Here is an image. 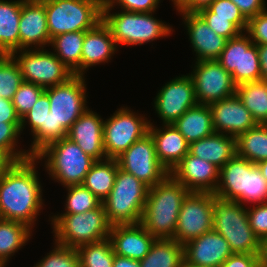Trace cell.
Returning a JSON list of instances; mask_svg holds the SVG:
<instances>
[{
	"instance_id": "obj_1",
	"label": "cell",
	"mask_w": 267,
	"mask_h": 267,
	"mask_svg": "<svg viewBox=\"0 0 267 267\" xmlns=\"http://www.w3.org/2000/svg\"><path fill=\"white\" fill-rule=\"evenodd\" d=\"M37 159L14 162L0 178V219L30 227L43 207L42 186L36 171Z\"/></svg>"
},
{
	"instance_id": "obj_2",
	"label": "cell",
	"mask_w": 267,
	"mask_h": 267,
	"mask_svg": "<svg viewBox=\"0 0 267 267\" xmlns=\"http://www.w3.org/2000/svg\"><path fill=\"white\" fill-rule=\"evenodd\" d=\"M189 191L170 174L149 187L140 224L156 239H173L182 203Z\"/></svg>"
},
{
	"instance_id": "obj_3",
	"label": "cell",
	"mask_w": 267,
	"mask_h": 267,
	"mask_svg": "<svg viewBox=\"0 0 267 267\" xmlns=\"http://www.w3.org/2000/svg\"><path fill=\"white\" fill-rule=\"evenodd\" d=\"M112 7L104 0L102 21L108 26L118 47L120 45H142L164 38L172 28L152 16V12H131L121 10L111 14ZM164 36V37H163Z\"/></svg>"
},
{
	"instance_id": "obj_4",
	"label": "cell",
	"mask_w": 267,
	"mask_h": 267,
	"mask_svg": "<svg viewBox=\"0 0 267 267\" xmlns=\"http://www.w3.org/2000/svg\"><path fill=\"white\" fill-rule=\"evenodd\" d=\"M51 218L55 243L75 249L84 244L96 243L109 238L112 227L102 204L85 213H61Z\"/></svg>"
},
{
	"instance_id": "obj_5",
	"label": "cell",
	"mask_w": 267,
	"mask_h": 267,
	"mask_svg": "<svg viewBox=\"0 0 267 267\" xmlns=\"http://www.w3.org/2000/svg\"><path fill=\"white\" fill-rule=\"evenodd\" d=\"M213 229L229 243L233 253L258 254L260 239L249 225L247 208L212 193Z\"/></svg>"
},
{
	"instance_id": "obj_6",
	"label": "cell",
	"mask_w": 267,
	"mask_h": 267,
	"mask_svg": "<svg viewBox=\"0 0 267 267\" xmlns=\"http://www.w3.org/2000/svg\"><path fill=\"white\" fill-rule=\"evenodd\" d=\"M34 157L41 161L46 159L45 170L52 180L64 187L83 184L87 173L96 162L68 137L48 144Z\"/></svg>"
},
{
	"instance_id": "obj_7",
	"label": "cell",
	"mask_w": 267,
	"mask_h": 267,
	"mask_svg": "<svg viewBox=\"0 0 267 267\" xmlns=\"http://www.w3.org/2000/svg\"><path fill=\"white\" fill-rule=\"evenodd\" d=\"M148 192L149 186L118 168L114 186L102 202L110 224L113 226L140 223Z\"/></svg>"
},
{
	"instance_id": "obj_8",
	"label": "cell",
	"mask_w": 267,
	"mask_h": 267,
	"mask_svg": "<svg viewBox=\"0 0 267 267\" xmlns=\"http://www.w3.org/2000/svg\"><path fill=\"white\" fill-rule=\"evenodd\" d=\"M104 0H47L45 11L50 39L75 31H88L102 20Z\"/></svg>"
},
{
	"instance_id": "obj_9",
	"label": "cell",
	"mask_w": 267,
	"mask_h": 267,
	"mask_svg": "<svg viewBox=\"0 0 267 267\" xmlns=\"http://www.w3.org/2000/svg\"><path fill=\"white\" fill-rule=\"evenodd\" d=\"M84 77L74 75L63 84L45 88L55 119V141L67 137L72 124L88 109Z\"/></svg>"
},
{
	"instance_id": "obj_10",
	"label": "cell",
	"mask_w": 267,
	"mask_h": 267,
	"mask_svg": "<svg viewBox=\"0 0 267 267\" xmlns=\"http://www.w3.org/2000/svg\"><path fill=\"white\" fill-rule=\"evenodd\" d=\"M10 55L17 62L23 80L43 88L63 84L74 76L54 52L44 48L20 49Z\"/></svg>"
},
{
	"instance_id": "obj_11",
	"label": "cell",
	"mask_w": 267,
	"mask_h": 267,
	"mask_svg": "<svg viewBox=\"0 0 267 267\" xmlns=\"http://www.w3.org/2000/svg\"><path fill=\"white\" fill-rule=\"evenodd\" d=\"M122 107L104 121L103 145L106 158L116 159L133 143L148 134L150 121ZM145 117V118H144Z\"/></svg>"
},
{
	"instance_id": "obj_12",
	"label": "cell",
	"mask_w": 267,
	"mask_h": 267,
	"mask_svg": "<svg viewBox=\"0 0 267 267\" xmlns=\"http://www.w3.org/2000/svg\"><path fill=\"white\" fill-rule=\"evenodd\" d=\"M217 61L228 71L236 86L261 80V66L257 45L248 35L228 39Z\"/></svg>"
},
{
	"instance_id": "obj_13",
	"label": "cell",
	"mask_w": 267,
	"mask_h": 267,
	"mask_svg": "<svg viewBox=\"0 0 267 267\" xmlns=\"http://www.w3.org/2000/svg\"><path fill=\"white\" fill-rule=\"evenodd\" d=\"M119 168L147 186L162 182L170 173L157 159L154 141L148 133L116 158Z\"/></svg>"
},
{
	"instance_id": "obj_14",
	"label": "cell",
	"mask_w": 267,
	"mask_h": 267,
	"mask_svg": "<svg viewBox=\"0 0 267 267\" xmlns=\"http://www.w3.org/2000/svg\"><path fill=\"white\" fill-rule=\"evenodd\" d=\"M212 229V193L189 192L180 208L173 239L184 245Z\"/></svg>"
},
{
	"instance_id": "obj_15",
	"label": "cell",
	"mask_w": 267,
	"mask_h": 267,
	"mask_svg": "<svg viewBox=\"0 0 267 267\" xmlns=\"http://www.w3.org/2000/svg\"><path fill=\"white\" fill-rule=\"evenodd\" d=\"M189 73L198 104L210 105L236 94L231 74L217 60L196 61Z\"/></svg>"
},
{
	"instance_id": "obj_16",
	"label": "cell",
	"mask_w": 267,
	"mask_h": 267,
	"mask_svg": "<svg viewBox=\"0 0 267 267\" xmlns=\"http://www.w3.org/2000/svg\"><path fill=\"white\" fill-rule=\"evenodd\" d=\"M197 104L190 75L175 77L157 93L154 107L163 124H173L189 108Z\"/></svg>"
},
{
	"instance_id": "obj_17",
	"label": "cell",
	"mask_w": 267,
	"mask_h": 267,
	"mask_svg": "<svg viewBox=\"0 0 267 267\" xmlns=\"http://www.w3.org/2000/svg\"><path fill=\"white\" fill-rule=\"evenodd\" d=\"M220 169L188 153L170 172L189 192L215 193Z\"/></svg>"
},
{
	"instance_id": "obj_18",
	"label": "cell",
	"mask_w": 267,
	"mask_h": 267,
	"mask_svg": "<svg viewBox=\"0 0 267 267\" xmlns=\"http://www.w3.org/2000/svg\"><path fill=\"white\" fill-rule=\"evenodd\" d=\"M215 132L237 138L257 125L249 110L235 94L209 105Z\"/></svg>"
},
{
	"instance_id": "obj_19",
	"label": "cell",
	"mask_w": 267,
	"mask_h": 267,
	"mask_svg": "<svg viewBox=\"0 0 267 267\" xmlns=\"http://www.w3.org/2000/svg\"><path fill=\"white\" fill-rule=\"evenodd\" d=\"M184 246V262L190 265L221 267L233 254L226 239L214 229Z\"/></svg>"
},
{
	"instance_id": "obj_20",
	"label": "cell",
	"mask_w": 267,
	"mask_h": 267,
	"mask_svg": "<svg viewBox=\"0 0 267 267\" xmlns=\"http://www.w3.org/2000/svg\"><path fill=\"white\" fill-rule=\"evenodd\" d=\"M180 14L184 19L191 47L196 53V60H217L227 39L217 35L196 11H183Z\"/></svg>"
},
{
	"instance_id": "obj_21",
	"label": "cell",
	"mask_w": 267,
	"mask_h": 267,
	"mask_svg": "<svg viewBox=\"0 0 267 267\" xmlns=\"http://www.w3.org/2000/svg\"><path fill=\"white\" fill-rule=\"evenodd\" d=\"M20 49L50 46L44 2L21 0L19 21ZM34 45V46H33Z\"/></svg>"
},
{
	"instance_id": "obj_22",
	"label": "cell",
	"mask_w": 267,
	"mask_h": 267,
	"mask_svg": "<svg viewBox=\"0 0 267 267\" xmlns=\"http://www.w3.org/2000/svg\"><path fill=\"white\" fill-rule=\"evenodd\" d=\"M103 125L104 120L96 112L87 109L72 124L67 137L96 161L105 160Z\"/></svg>"
},
{
	"instance_id": "obj_23",
	"label": "cell",
	"mask_w": 267,
	"mask_h": 267,
	"mask_svg": "<svg viewBox=\"0 0 267 267\" xmlns=\"http://www.w3.org/2000/svg\"><path fill=\"white\" fill-rule=\"evenodd\" d=\"M109 239L115 255L136 260L143 259L156 240L140 223L113 225Z\"/></svg>"
},
{
	"instance_id": "obj_24",
	"label": "cell",
	"mask_w": 267,
	"mask_h": 267,
	"mask_svg": "<svg viewBox=\"0 0 267 267\" xmlns=\"http://www.w3.org/2000/svg\"><path fill=\"white\" fill-rule=\"evenodd\" d=\"M148 133L154 141L157 159L170 173L189 153V143L172 124L158 128L150 123Z\"/></svg>"
},
{
	"instance_id": "obj_25",
	"label": "cell",
	"mask_w": 267,
	"mask_h": 267,
	"mask_svg": "<svg viewBox=\"0 0 267 267\" xmlns=\"http://www.w3.org/2000/svg\"><path fill=\"white\" fill-rule=\"evenodd\" d=\"M117 48L110 29L102 20L86 31L82 46L81 76L91 66L108 63Z\"/></svg>"
},
{
	"instance_id": "obj_26",
	"label": "cell",
	"mask_w": 267,
	"mask_h": 267,
	"mask_svg": "<svg viewBox=\"0 0 267 267\" xmlns=\"http://www.w3.org/2000/svg\"><path fill=\"white\" fill-rule=\"evenodd\" d=\"M247 173L249 161L236 154L220 168L219 182L214 195L245 205Z\"/></svg>"
},
{
	"instance_id": "obj_27",
	"label": "cell",
	"mask_w": 267,
	"mask_h": 267,
	"mask_svg": "<svg viewBox=\"0 0 267 267\" xmlns=\"http://www.w3.org/2000/svg\"><path fill=\"white\" fill-rule=\"evenodd\" d=\"M189 153L220 169L237 154L236 138L214 132L206 138L190 143Z\"/></svg>"
},
{
	"instance_id": "obj_28",
	"label": "cell",
	"mask_w": 267,
	"mask_h": 267,
	"mask_svg": "<svg viewBox=\"0 0 267 267\" xmlns=\"http://www.w3.org/2000/svg\"><path fill=\"white\" fill-rule=\"evenodd\" d=\"M190 144L214 133L209 105L196 104L172 124Z\"/></svg>"
},
{
	"instance_id": "obj_29",
	"label": "cell",
	"mask_w": 267,
	"mask_h": 267,
	"mask_svg": "<svg viewBox=\"0 0 267 267\" xmlns=\"http://www.w3.org/2000/svg\"><path fill=\"white\" fill-rule=\"evenodd\" d=\"M21 0H0V54L20 50Z\"/></svg>"
},
{
	"instance_id": "obj_30",
	"label": "cell",
	"mask_w": 267,
	"mask_h": 267,
	"mask_svg": "<svg viewBox=\"0 0 267 267\" xmlns=\"http://www.w3.org/2000/svg\"><path fill=\"white\" fill-rule=\"evenodd\" d=\"M85 32L63 33L53 37L50 42L55 50L54 54L74 75L81 76V57Z\"/></svg>"
},
{
	"instance_id": "obj_31",
	"label": "cell",
	"mask_w": 267,
	"mask_h": 267,
	"mask_svg": "<svg viewBox=\"0 0 267 267\" xmlns=\"http://www.w3.org/2000/svg\"><path fill=\"white\" fill-rule=\"evenodd\" d=\"M118 168L116 159L96 161L87 173L83 185L103 202L114 186Z\"/></svg>"
},
{
	"instance_id": "obj_32",
	"label": "cell",
	"mask_w": 267,
	"mask_h": 267,
	"mask_svg": "<svg viewBox=\"0 0 267 267\" xmlns=\"http://www.w3.org/2000/svg\"><path fill=\"white\" fill-rule=\"evenodd\" d=\"M184 246L174 239H156L140 267H182Z\"/></svg>"
},
{
	"instance_id": "obj_33",
	"label": "cell",
	"mask_w": 267,
	"mask_h": 267,
	"mask_svg": "<svg viewBox=\"0 0 267 267\" xmlns=\"http://www.w3.org/2000/svg\"><path fill=\"white\" fill-rule=\"evenodd\" d=\"M49 112L50 101L44 91L32 108L21 118V133L28 122L33 134V141L28 150L31 156H35L45 147V118Z\"/></svg>"
},
{
	"instance_id": "obj_34",
	"label": "cell",
	"mask_w": 267,
	"mask_h": 267,
	"mask_svg": "<svg viewBox=\"0 0 267 267\" xmlns=\"http://www.w3.org/2000/svg\"><path fill=\"white\" fill-rule=\"evenodd\" d=\"M32 229L27 225L10 220L0 219V265L7 262L30 239Z\"/></svg>"
},
{
	"instance_id": "obj_35",
	"label": "cell",
	"mask_w": 267,
	"mask_h": 267,
	"mask_svg": "<svg viewBox=\"0 0 267 267\" xmlns=\"http://www.w3.org/2000/svg\"><path fill=\"white\" fill-rule=\"evenodd\" d=\"M239 157L257 164L267 160V124H257L236 138Z\"/></svg>"
},
{
	"instance_id": "obj_36",
	"label": "cell",
	"mask_w": 267,
	"mask_h": 267,
	"mask_svg": "<svg viewBox=\"0 0 267 267\" xmlns=\"http://www.w3.org/2000/svg\"><path fill=\"white\" fill-rule=\"evenodd\" d=\"M236 95L257 124H267V87L263 80L236 86Z\"/></svg>"
},
{
	"instance_id": "obj_37",
	"label": "cell",
	"mask_w": 267,
	"mask_h": 267,
	"mask_svg": "<svg viewBox=\"0 0 267 267\" xmlns=\"http://www.w3.org/2000/svg\"><path fill=\"white\" fill-rule=\"evenodd\" d=\"M80 267H113L114 250L109 238L76 248Z\"/></svg>"
},
{
	"instance_id": "obj_38",
	"label": "cell",
	"mask_w": 267,
	"mask_h": 267,
	"mask_svg": "<svg viewBox=\"0 0 267 267\" xmlns=\"http://www.w3.org/2000/svg\"><path fill=\"white\" fill-rule=\"evenodd\" d=\"M24 82L15 59L8 54L0 55V98L11 100Z\"/></svg>"
},
{
	"instance_id": "obj_39",
	"label": "cell",
	"mask_w": 267,
	"mask_h": 267,
	"mask_svg": "<svg viewBox=\"0 0 267 267\" xmlns=\"http://www.w3.org/2000/svg\"><path fill=\"white\" fill-rule=\"evenodd\" d=\"M67 188L65 212L63 214L85 213L98 208L102 202L83 184L69 185Z\"/></svg>"
},
{
	"instance_id": "obj_40",
	"label": "cell",
	"mask_w": 267,
	"mask_h": 267,
	"mask_svg": "<svg viewBox=\"0 0 267 267\" xmlns=\"http://www.w3.org/2000/svg\"><path fill=\"white\" fill-rule=\"evenodd\" d=\"M21 123H0V151L5 153L13 162H19L31 158L28 150H17L18 136Z\"/></svg>"
},
{
	"instance_id": "obj_41",
	"label": "cell",
	"mask_w": 267,
	"mask_h": 267,
	"mask_svg": "<svg viewBox=\"0 0 267 267\" xmlns=\"http://www.w3.org/2000/svg\"><path fill=\"white\" fill-rule=\"evenodd\" d=\"M54 249L33 267H80L75 248L55 243Z\"/></svg>"
},
{
	"instance_id": "obj_42",
	"label": "cell",
	"mask_w": 267,
	"mask_h": 267,
	"mask_svg": "<svg viewBox=\"0 0 267 267\" xmlns=\"http://www.w3.org/2000/svg\"><path fill=\"white\" fill-rule=\"evenodd\" d=\"M45 88L34 83L23 82L14 94L12 103L16 114L21 119L37 102Z\"/></svg>"
},
{
	"instance_id": "obj_43",
	"label": "cell",
	"mask_w": 267,
	"mask_h": 267,
	"mask_svg": "<svg viewBox=\"0 0 267 267\" xmlns=\"http://www.w3.org/2000/svg\"><path fill=\"white\" fill-rule=\"evenodd\" d=\"M246 202L254 204L267 202V181L261 175L258 166L250 161L246 182Z\"/></svg>"
},
{
	"instance_id": "obj_44",
	"label": "cell",
	"mask_w": 267,
	"mask_h": 267,
	"mask_svg": "<svg viewBox=\"0 0 267 267\" xmlns=\"http://www.w3.org/2000/svg\"><path fill=\"white\" fill-rule=\"evenodd\" d=\"M214 17L232 18V23L243 33L246 32L248 19L231 0H210L205 5Z\"/></svg>"
},
{
	"instance_id": "obj_45",
	"label": "cell",
	"mask_w": 267,
	"mask_h": 267,
	"mask_svg": "<svg viewBox=\"0 0 267 267\" xmlns=\"http://www.w3.org/2000/svg\"><path fill=\"white\" fill-rule=\"evenodd\" d=\"M213 29L217 35L224 38L232 39L238 37L242 32L232 23V18L214 17V13L211 12L205 5L195 10Z\"/></svg>"
},
{
	"instance_id": "obj_46",
	"label": "cell",
	"mask_w": 267,
	"mask_h": 267,
	"mask_svg": "<svg viewBox=\"0 0 267 267\" xmlns=\"http://www.w3.org/2000/svg\"><path fill=\"white\" fill-rule=\"evenodd\" d=\"M247 215L253 233L260 240L267 238V202L247 208Z\"/></svg>"
},
{
	"instance_id": "obj_47",
	"label": "cell",
	"mask_w": 267,
	"mask_h": 267,
	"mask_svg": "<svg viewBox=\"0 0 267 267\" xmlns=\"http://www.w3.org/2000/svg\"><path fill=\"white\" fill-rule=\"evenodd\" d=\"M246 34L256 45L267 44V10L248 19Z\"/></svg>"
},
{
	"instance_id": "obj_48",
	"label": "cell",
	"mask_w": 267,
	"mask_h": 267,
	"mask_svg": "<svg viewBox=\"0 0 267 267\" xmlns=\"http://www.w3.org/2000/svg\"><path fill=\"white\" fill-rule=\"evenodd\" d=\"M113 9L120 6L121 10L131 12H152L158 8L160 0H105Z\"/></svg>"
},
{
	"instance_id": "obj_49",
	"label": "cell",
	"mask_w": 267,
	"mask_h": 267,
	"mask_svg": "<svg viewBox=\"0 0 267 267\" xmlns=\"http://www.w3.org/2000/svg\"><path fill=\"white\" fill-rule=\"evenodd\" d=\"M247 18L256 16L266 11L265 0H231Z\"/></svg>"
},
{
	"instance_id": "obj_50",
	"label": "cell",
	"mask_w": 267,
	"mask_h": 267,
	"mask_svg": "<svg viewBox=\"0 0 267 267\" xmlns=\"http://www.w3.org/2000/svg\"><path fill=\"white\" fill-rule=\"evenodd\" d=\"M221 267H259L258 254L233 253Z\"/></svg>"
},
{
	"instance_id": "obj_51",
	"label": "cell",
	"mask_w": 267,
	"mask_h": 267,
	"mask_svg": "<svg viewBox=\"0 0 267 267\" xmlns=\"http://www.w3.org/2000/svg\"><path fill=\"white\" fill-rule=\"evenodd\" d=\"M21 123L11 100L0 98V123Z\"/></svg>"
},
{
	"instance_id": "obj_52",
	"label": "cell",
	"mask_w": 267,
	"mask_h": 267,
	"mask_svg": "<svg viewBox=\"0 0 267 267\" xmlns=\"http://www.w3.org/2000/svg\"><path fill=\"white\" fill-rule=\"evenodd\" d=\"M177 11H195L197 8L206 5L210 0H171Z\"/></svg>"
},
{
	"instance_id": "obj_53",
	"label": "cell",
	"mask_w": 267,
	"mask_h": 267,
	"mask_svg": "<svg viewBox=\"0 0 267 267\" xmlns=\"http://www.w3.org/2000/svg\"><path fill=\"white\" fill-rule=\"evenodd\" d=\"M55 141V119L51 112L45 118V146Z\"/></svg>"
},
{
	"instance_id": "obj_54",
	"label": "cell",
	"mask_w": 267,
	"mask_h": 267,
	"mask_svg": "<svg viewBox=\"0 0 267 267\" xmlns=\"http://www.w3.org/2000/svg\"><path fill=\"white\" fill-rule=\"evenodd\" d=\"M259 61L261 66V80L267 78V44L257 45Z\"/></svg>"
},
{
	"instance_id": "obj_55",
	"label": "cell",
	"mask_w": 267,
	"mask_h": 267,
	"mask_svg": "<svg viewBox=\"0 0 267 267\" xmlns=\"http://www.w3.org/2000/svg\"><path fill=\"white\" fill-rule=\"evenodd\" d=\"M113 267H140V260L114 255Z\"/></svg>"
},
{
	"instance_id": "obj_56",
	"label": "cell",
	"mask_w": 267,
	"mask_h": 267,
	"mask_svg": "<svg viewBox=\"0 0 267 267\" xmlns=\"http://www.w3.org/2000/svg\"><path fill=\"white\" fill-rule=\"evenodd\" d=\"M258 263L259 267H267V238L260 240Z\"/></svg>"
},
{
	"instance_id": "obj_57",
	"label": "cell",
	"mask_w": 267,
	"mask_h": 267,
	"mask_svg": "<svg viewBox=\"0 0 267 267\" xmlns=\"http://www.w3.org/2000/svg\"><path fill=\"white\" fill-rule=\"evenodd\" d=\"M13 163L14 162L5 153L0 151V178Z\"/></svg>"
},
{
	"instance_id": "obj_58",
	"label": "cell",
	"mask_w": 267,
	"mask_h": 267,
	"mask_svg": "<svg viewBox=\"0 0 267 267\" xmlns=\"http://www.w3.org/2000/svg\"><path fill=\"white\" fill-rule=\"evenodd\" d=\"M263 178L267 181V160H263L256 164Z\"/></svg>"
},
{
	"instance_id": "obj_59",
	"label": "cell",
	"mask_w": 267,
	"mask_h": 267,
	"mask_svg": "<svg viewBox=\"0 0 267 267\" xmlns=\"http://www.w3.org/2000/svg\"><path fill=\"white\" fill-rule=\"evenodd\" d=\"M182 267H206V266H196V265H190L183 262Z\"/></svg>"
},
{
	"instance_id": "obj_60",
	"label": "cell",
	"mask_w": 267,
	"mask_h": 267,
	"mask_svg": "<svg viewBox=\"0 0 267 267\" xmlns=\"http://www.w3.org/2000/svg\"><path fill=\"white\" fill-rule=\"evenodd\" d=\"M26 1L44 2V1H47V0H26Z\"/></svg>"
},
{
	"instance_id": "obj_61",
	"label": "cell",
	"mask_w": 267,
	"mask_h": 267,
	"mask_svg": "<svg viewBox=\"0 0 267 267\" xmlns=\"http://www.w3.org/2000/svg\"><path fill=\"white\" fill-rule=\"evenodd\" d=\"M263 81H264V83H265V85L267 87V78L266 79H263Z\"/></svg>"
}]
</instances>
